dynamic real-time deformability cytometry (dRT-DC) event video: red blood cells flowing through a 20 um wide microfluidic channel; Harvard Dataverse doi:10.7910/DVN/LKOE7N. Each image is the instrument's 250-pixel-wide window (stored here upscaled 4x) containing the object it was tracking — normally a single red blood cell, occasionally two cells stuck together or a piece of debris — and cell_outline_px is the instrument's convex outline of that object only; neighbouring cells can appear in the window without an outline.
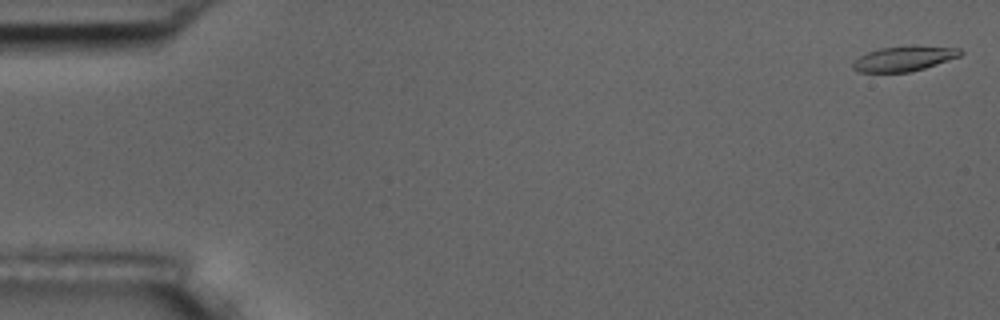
{"species": "common noctule bat (a hibernating species)", "species_latin": "Nyctalus noctula", "temperature_condition": "room temperature", "stored_images_in_passage": 57, "camera_frame_rate_fps": 3000, "um_per_image_px": 0.085, "animal": {"sex": "male", "body_mass_g": 17.5, "forearm_length_mm": 52.3}, "frame": {"image": 1, "passage_image": 2, "time_ms": 0.333, "image_size_px": [1000, 320], "cell_outline_px": [[964, 52], [960, 56], [924, 68], [908, 72], [860, 72], [852, 68], [852, 64], [860, 56], [868, 52], [880, 48], [960, 48]], "centroid_in_image_um": [76.79, 5.03], "position_along_channel_um": 8.2, "area_um2": 14.68}}
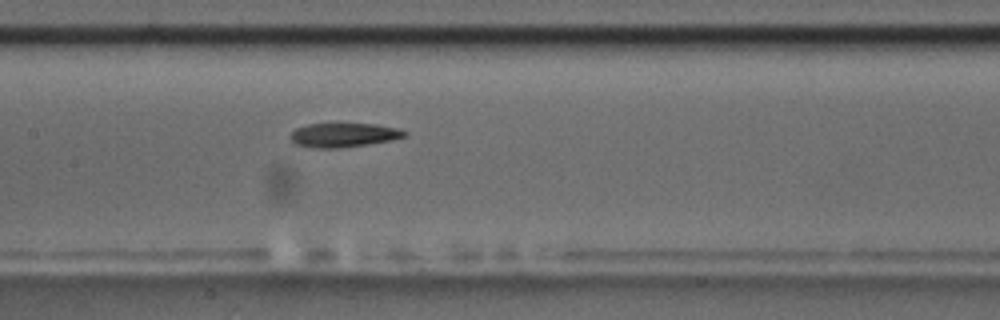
{"frame": {"image": 2, "passage_image": 28, "time_ms": 9.0, "image_size_px": [1000, 320], "cell_outline_px": [[408, 136], [392, 140], [336, 148], [320, 148], [296, 144], [288, 136], [296, 128], [308, 124], [376, 124], [396, 128], [408, 132]], "centroid_in_image_um": [29.22, 11.47], "position_along_channel_um": 178.2, "area_um2": 15.78}}
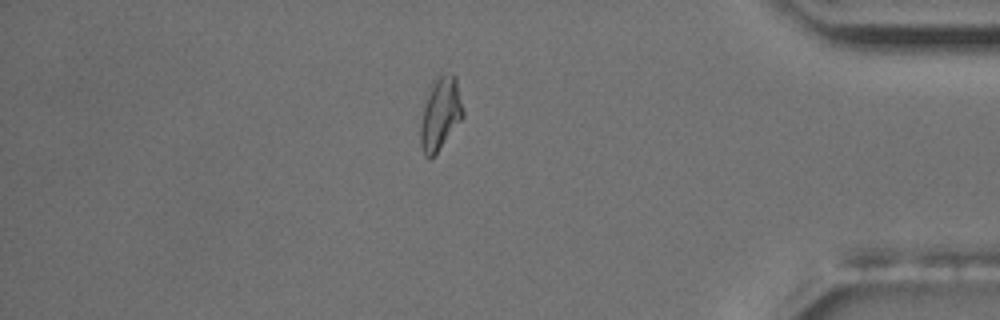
{"frame": {"image": 3, "passage_image": 49, "time_ms": 16.0, "image_size_px": [1000, 320], "cell_outline_px": [[464, 116], [436, 152], [428, 160], [424, 156], [420, 148], [420, 124], [428, 84], [436, 76], [456, 76], [464, 112]], "centroid_in_image_um": [37.39, 9.65], "position_along_channel_um": 397.8, "area_um2": 18.03}, "authors_computed_cell_mechanics": {"area_um2": 16.6464, "velocity_mm_per_s": 3.6133, "shape_relaxation_time_tau1_ms": 5.3638, "shape_relaxation_time_tau2_ms": 2.5315, "deformation_change_tau1": 0.2023, "deformation_change_tau2": 0.1168}}